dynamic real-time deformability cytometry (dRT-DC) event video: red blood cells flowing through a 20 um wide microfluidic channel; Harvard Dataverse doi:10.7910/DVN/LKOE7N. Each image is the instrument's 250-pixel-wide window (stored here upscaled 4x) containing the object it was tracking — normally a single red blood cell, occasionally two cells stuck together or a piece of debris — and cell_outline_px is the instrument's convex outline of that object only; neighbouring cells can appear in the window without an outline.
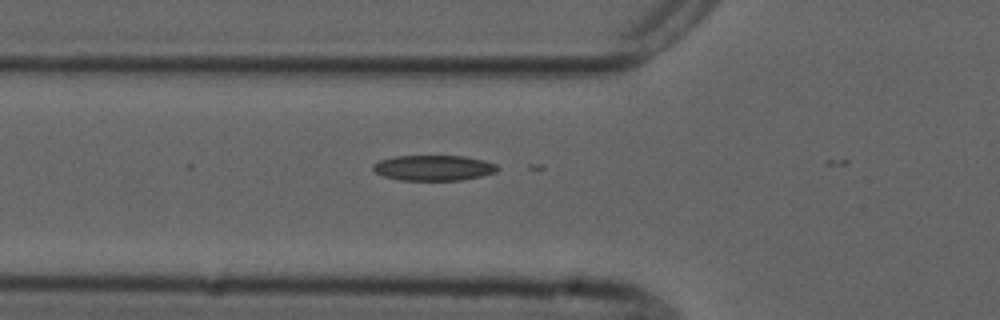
{"species": "common noctule bat (a hibernating species)", "species_latin": "Nyctalus noctula", "temperature_condition": "cold", "stored_images_in_passage": 4, "camera_frame_rate_fps": 3000, "um_per_image_px": 0.085, "animal": {"sex": "male", "forearm_length_mm": 52.5}, "frame": {"image": 1, "passage_image": 2, "time_ms": 0.333, "image_size_px": [1000, 320], "cell_outline_px": [[500, 168], [496, 172], [480, 176], [460, 180], [400, 180], [384, 176], [376, 172], [372, 168], [372, 164], [380, 160], [392, 156], [464, 156], [484, 160], [496, 164]], "centroid_in_image_um": [36.85, 14.26], "position_along_channel_um": 88.9, "area_um2": 18.44}}